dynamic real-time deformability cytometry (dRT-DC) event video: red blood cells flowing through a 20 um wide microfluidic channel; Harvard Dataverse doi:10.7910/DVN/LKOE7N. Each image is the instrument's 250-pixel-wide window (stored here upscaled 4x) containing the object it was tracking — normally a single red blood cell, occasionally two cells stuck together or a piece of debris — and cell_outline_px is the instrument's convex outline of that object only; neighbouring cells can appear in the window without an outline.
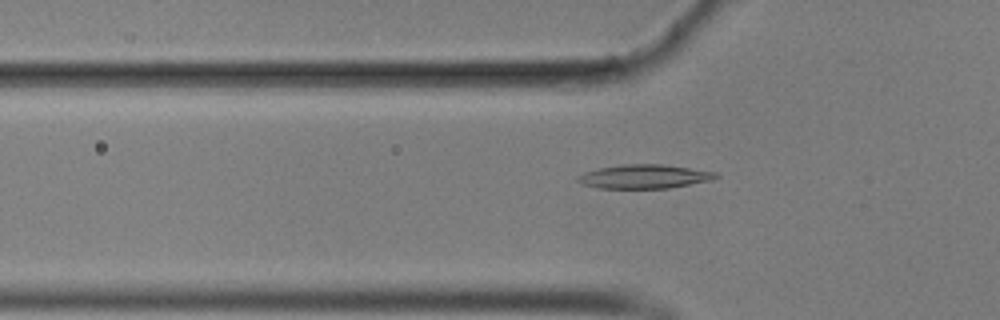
{"species": "common noctule bat (a hibernating species)", "species_latin": "Nyctalus noctula", "temperature_condition": "cold", "stored_images_in_passage": 43, "camera_frame_rate_fps": 3000, "um_per_image_px": 0.085, "animal": {"sex": "male", "body_mass_g": 17.9}, "frame": {"image": 1, "passage_image": 12, "time_ms": 3.667, "image_size_px": [1000, 320], "cell_outline_px": [[720, 176], [712, 180], [668, 188], [600, 188], [580, 184], [576, 180], [576, 176], [584, 172], [600, 168], [620, 164], [664, 164], [716, 172]], "centroid_in_image_um": [54.74, 15.0], "position_along_channel_um": 71.1, "area_um2": 19.31}}
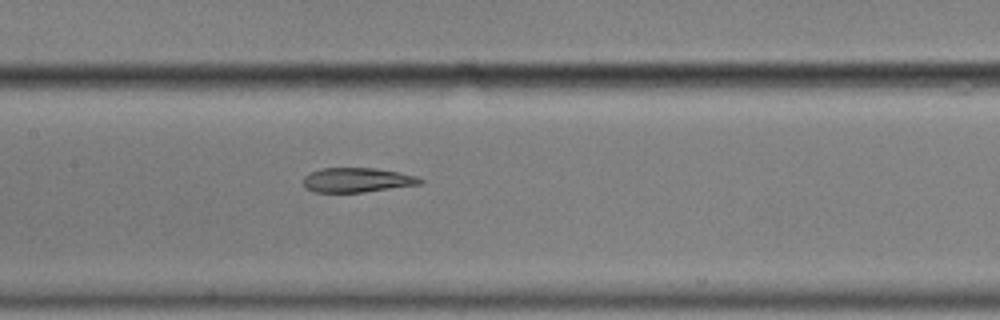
{"frame": {"image": 2, "passage_image": 21, "time_ms": 6.667, "image_size_px": [1000, 320], "cell_outline_px": [[424, 180], [420, 184], [364, 192], [312, 192], [304, 188], [304, 176], [320, 168], [376, 168], [400, 172], [416, 176]], "centroid_in_image_um": [30.34, 15.3], "position_along_channel_um": 177.1, "area_um2": 16.7}}
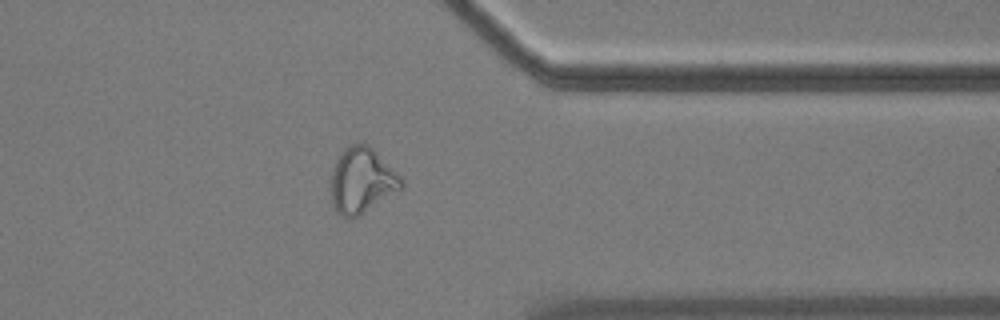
{"frame": {"image": 3, "passage_image": 39, "time_ms": 12.667, "image_size_px": [1000, 320], "cell_outline_px": [[404, 188], [352, 220], [348, 220], [336, 212], [332, 204], [332, 172], [336, 160], [344, 148], [352, 144], [368, 144], [400, 176], [404, 184]], "centroid_in_image_um": [30.76, 15.39], "position_along_channel_um": 380.6, "area_um2": 26.76}}